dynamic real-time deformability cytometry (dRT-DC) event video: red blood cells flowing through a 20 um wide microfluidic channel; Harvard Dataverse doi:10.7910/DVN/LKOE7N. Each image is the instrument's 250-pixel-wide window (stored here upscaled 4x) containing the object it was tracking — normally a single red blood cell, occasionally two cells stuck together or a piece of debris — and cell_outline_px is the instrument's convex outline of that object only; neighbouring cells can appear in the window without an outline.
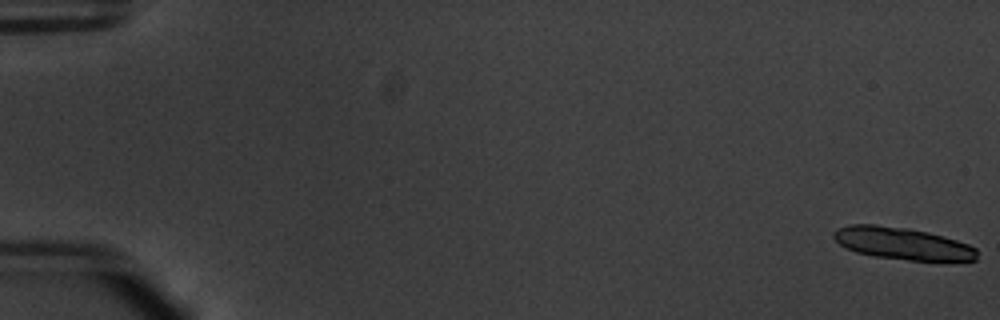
{"species": "common noctule bat (a hibernating species)", "species_latin": "Nyctalus noctula", "temperature_condition": "warm", "stored_images_in_passage": 18, "camera_frame_rate_fps": 3000, "um_per_image_px": 0.085, "animal": {"sex": "male", "body_mass_g": 20.1, "forearm_length_mm": 53.5}, "frame": {"image": 1, "passage_image": 1, "time_ms": 0.0, "image_size_px": [1000, 320], "cell_outline_px": [[976, 260], [948, 264], [908, 260], [872, 256], [856, 252], [844, 248], [832, 236], [832, 232], [836, 228], [848, 224], [876, 224], [908, 228], [928, 232], [956, 240], [968, 244], [976, 248]], "centroid_in_image_um": [76.75, 20.73], "position_along_channel_um": 8.3, "area_um2": 27.86}}